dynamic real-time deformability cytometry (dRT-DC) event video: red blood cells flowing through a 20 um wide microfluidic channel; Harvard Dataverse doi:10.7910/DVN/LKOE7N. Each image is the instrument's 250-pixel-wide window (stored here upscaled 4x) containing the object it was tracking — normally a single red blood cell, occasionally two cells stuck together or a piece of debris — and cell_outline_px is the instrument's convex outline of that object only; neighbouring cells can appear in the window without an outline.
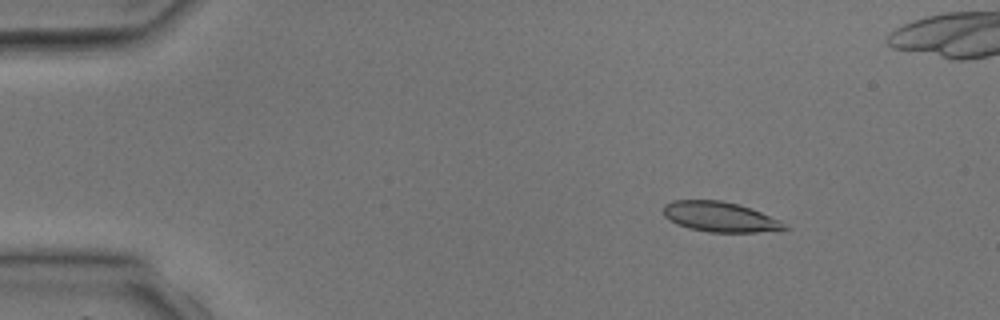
{"species": "common noctule bat (a hibernating species)", "species_latin": "Nyctalus noctula", "temperature_condition": "room temperature", "stored_images_in_passage": 4, "camera_frame_rate_fps": 3000, "um_per_image_px": 0.085, "animal": {"sex": "male", "body_mass_g": 17.9, "forearm_length_mm": 54.2}, "frame": {"image": 1, "passage_image": 2, "time_ms": 1.333, "image_size_px": [1000, 320], "cell_outline_px": [[788, 228], [756, 232], [708, 232], [688, 228], [676, 224], [664, 216], [664, 204], [672, 200], [720, 200], [752, 208], [780, 220]], "centroid_in_image_um": [61.15, 18.42], "position_along_channel_um": 23.9, "area_um2": 21.1}}